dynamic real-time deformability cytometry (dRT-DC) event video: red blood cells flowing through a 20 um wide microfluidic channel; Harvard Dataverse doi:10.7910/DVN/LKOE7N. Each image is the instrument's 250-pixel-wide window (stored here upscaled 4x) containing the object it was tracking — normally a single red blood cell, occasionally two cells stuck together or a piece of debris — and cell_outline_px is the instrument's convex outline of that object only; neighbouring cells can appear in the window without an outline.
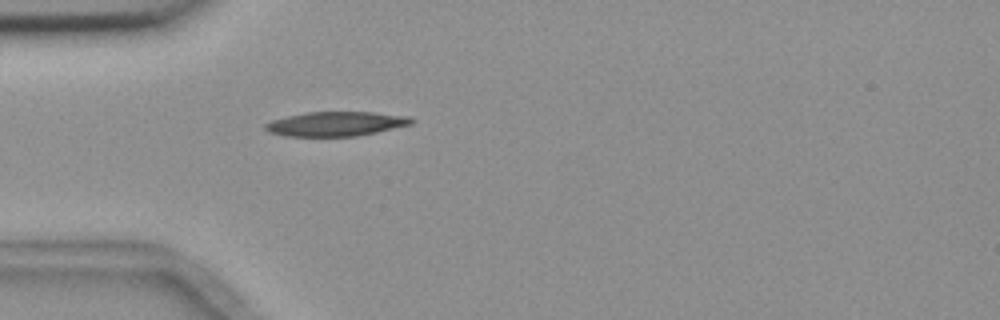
{"species": "common noctule bat (a hibernating species)", "species_latin": "Nyctalus noctula", "temperature_condition": "room temperature", "stored_images_in_passage": 1, "camera_frame_rate_fps": 3000, "um_per_image_px": 0.085, "animal": {"sex": "female", "body_mass_g": 18.4}, "frame": {"image": 1, "passage_image": 1, "time_ms": 0.0, "image_size_px": [1000, 320], "cell_outline_px": [[416, 120], [412, 124], [376, 132], [356, 136], [284, 136], [268, 132], [264, 128], [264, 124], [272, 120], [304, 112], [372, 112], [408, 116]], "centroid_in_image_um": [28.54, 10.52], "position_along_channel_um": 56.5, "area_um2": 20.81}}